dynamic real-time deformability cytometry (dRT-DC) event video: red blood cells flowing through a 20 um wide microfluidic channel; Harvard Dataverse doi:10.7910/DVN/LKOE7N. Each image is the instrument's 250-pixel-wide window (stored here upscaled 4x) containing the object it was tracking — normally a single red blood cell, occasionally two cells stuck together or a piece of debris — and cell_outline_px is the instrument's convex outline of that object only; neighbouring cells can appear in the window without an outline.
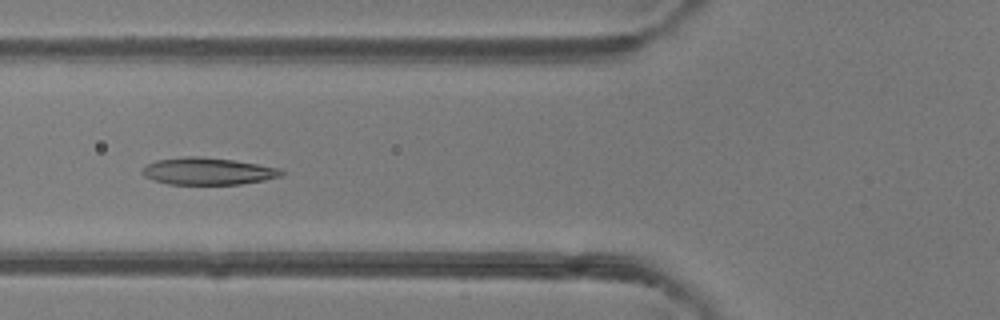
{"species": "common noctule bat (a hibernating species)", "species_latin": "Nyctalus noctula", "temperature_condition": "room temperature", "stored_images_in_passage": 5, "camera_frame_rate_fps": 3000, "um_per_image_px": 0.085, "animal": {"sex": "female"}, "frame": {"image": 1, "passage_image": 5, "time_ms": 4.667, "image_size_px": [1000, 320], "cell_outline_px": [[284, 172], [280, 176], [264, 180], [240, 184], [168, 184], [152, 180], [144, 176], [140, 172], [148, 164], [156, 160], [184, 156], [196, 156], [232, 160], [280, 168]], "centroid_in_image_um": [17.63, 14.55], "position_along_channel_um": 108.2, "area_um2": 21.79}}